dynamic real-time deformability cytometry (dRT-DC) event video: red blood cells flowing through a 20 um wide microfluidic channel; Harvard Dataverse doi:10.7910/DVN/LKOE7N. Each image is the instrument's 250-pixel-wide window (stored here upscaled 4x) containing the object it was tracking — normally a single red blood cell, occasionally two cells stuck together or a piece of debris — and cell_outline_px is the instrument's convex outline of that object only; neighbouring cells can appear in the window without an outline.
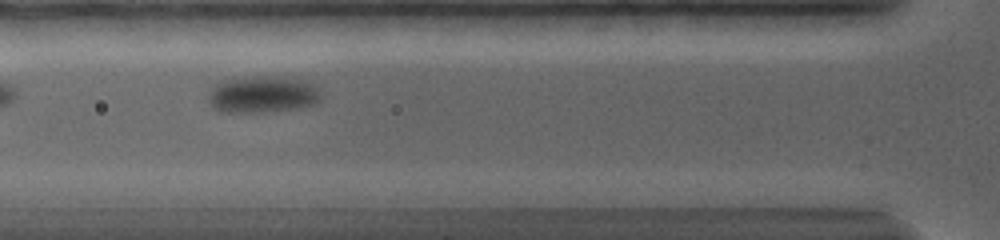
{"species": "common noctule bat (a hibernating species)", "species_latin": "Nyctalus noctula", "temperature_condition": "warm", "stored_images_in_passage": 26, "camera_frame_rate_fps": 5000, "um_per_image_px": 0.085, "animal": {"sex": "female", "body_mass_g": 19.0, "forearm_length_mm": 56.7}, "frame": {"image": 1, "passage_image": 3, "time_ms": 1.0, "image_size_px": [1000, 240], "cell_outline_px": [[316, 100], [312, 104], [300, 108], [260, 112], [220, 112], [212, 108], [212, 92], [216, 84], [220, 80], [248, 76], [296, 76], [312, 84], [316, 96]], "centroid_in_image_um": [22.28, 8.0], "position_along_channel_um": 103.5, "area_um2": 23.76}}
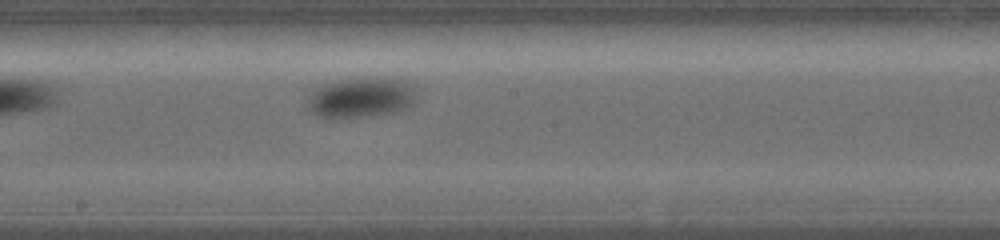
{"frame": {"image": 2, "passage_image": 11, "time_ms": 4.4, "image_size_px": [1000, 240], "cell_outline_px": [[412, 104], [400, 112], [368, 116], [332, 120], [316, 116], [308, 108], [308, 96], [316, 88], [324, 84], [344, 80], [404, 80], [412, 88]], "centroid_in_image_um": [30.58, 8.38], "position_along_channel_um": 217.6, "area_um2": 24.85}}
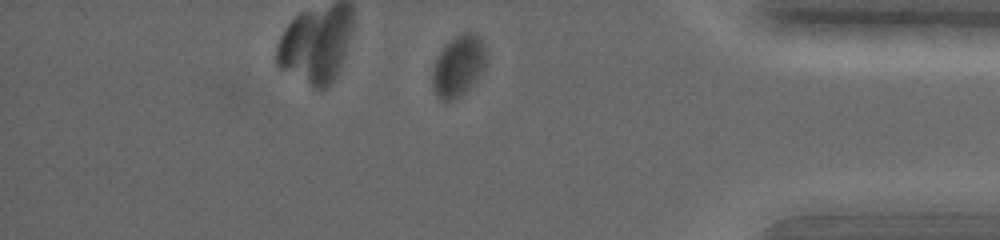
{"frame": {"image": 3, "passage_image": 24, "time_ms": 10.4, "image_size_px": [1000, 240], "cell_outline_px": [[484, 64], [468, 88], [460, 96], [452, 100], [440, 100], [436, 96], [432, 88], [432, 68], [440, 52], [456, 36], [464, 32], [472, 32], [480, 40], [484, 48]], "centroid_in_image_um": [38.88, 5.64], "position_along_channel_um": 396.3, "area_um2": 18.21}}